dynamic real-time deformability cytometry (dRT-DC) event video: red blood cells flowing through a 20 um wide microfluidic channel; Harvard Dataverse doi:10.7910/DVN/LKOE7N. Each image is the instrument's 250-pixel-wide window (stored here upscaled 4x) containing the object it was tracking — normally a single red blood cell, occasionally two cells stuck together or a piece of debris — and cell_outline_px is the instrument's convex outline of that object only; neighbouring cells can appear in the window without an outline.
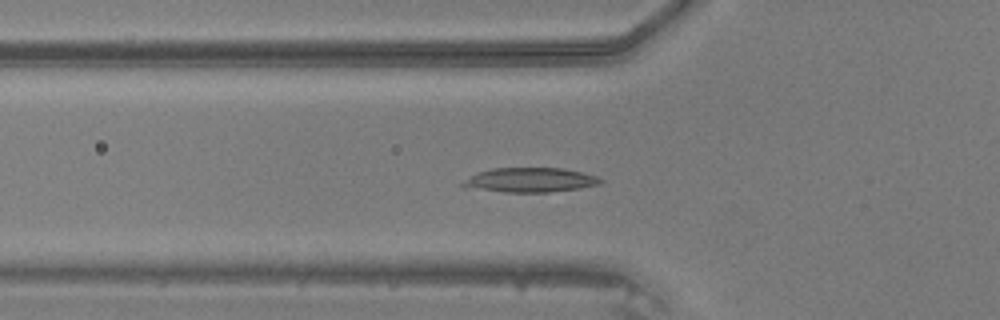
{"species": "common noctule bat (a hibernating species)", "species_latin": "Nyctalus noctula", "temperature_condition": "warm", "stored_images_in_passage": 49, "camera_frame_rate_fps": 3000, "um_per_image_px": 0.085, "animal": {"sex": "male", "body_mass_g": 20.5, "forearm_length_mm": 52.5}, "frame": {"image": 1, "passage_image": 17, "time_ms": 5.333, "image_size_px": [1000, 320], "cell_outline_px": [[604, 180], [600, 184], [580, 188], [548, 192], [504, 192], [460, 188], [460, 184], [476, 172], [492, 168], [564, 168], [596, 176]], "centroid_in_image_um": [44.99, 15.3], "position_along_channel_um": 80.8, "area_um2": 19.83}}
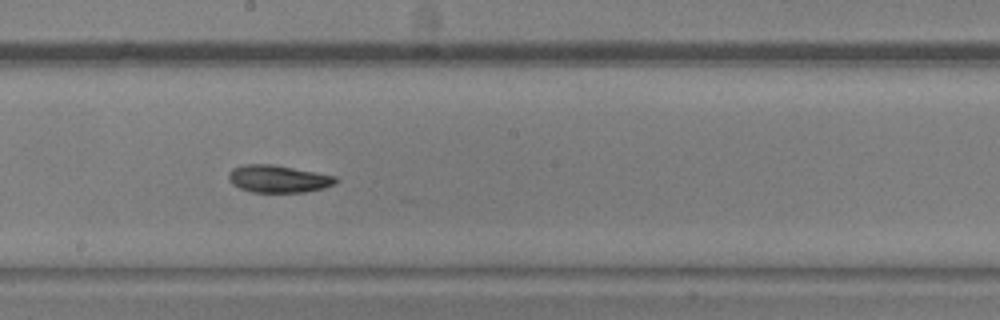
{"frame": {"image": 2, "passage_image": 27, "time_ms": 8.667, "image_size_px": [1000, 320], "cell_outline_px": [[340, 180], [324, 188], [304, 192], [252, 192], [240, 188], [232, 184], [228, 180], [228, 172], [232, 168], [244, 164], [272, 164], [316, 172], [336, 176]], "centroid_in_image_um": [23.63, 15.19], "position_along_channel_um": 224.6, "area_um2": 17.17}}
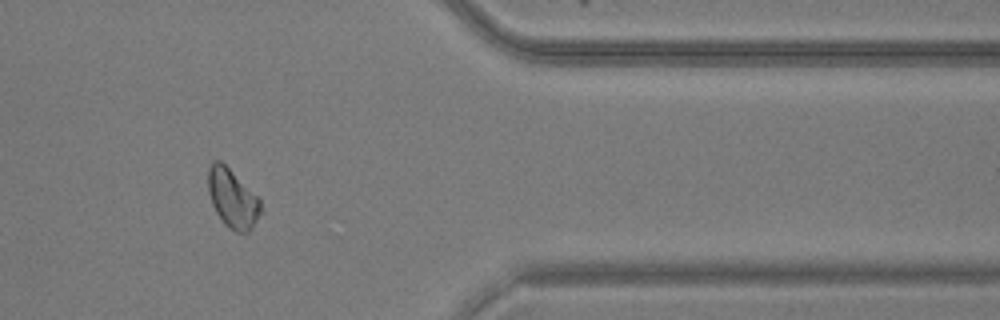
{"frame": {"image": 3, "passage_image": 40, "time_ms": 13.0, "image_size_px": [1000, 320], "cell_outline_px": [[264, 212], [252, 228], [248, 232], [236, 232], [228, 228], [224, 224], [216, 212], [212, 204], [208, 192], [208, 168], [212, 160], [220, 160], [260, 200]], "centroid_in_image_um": [19.77, 16.9], "position_along_channel_um": 391.6, "area_um2": 18.03}}